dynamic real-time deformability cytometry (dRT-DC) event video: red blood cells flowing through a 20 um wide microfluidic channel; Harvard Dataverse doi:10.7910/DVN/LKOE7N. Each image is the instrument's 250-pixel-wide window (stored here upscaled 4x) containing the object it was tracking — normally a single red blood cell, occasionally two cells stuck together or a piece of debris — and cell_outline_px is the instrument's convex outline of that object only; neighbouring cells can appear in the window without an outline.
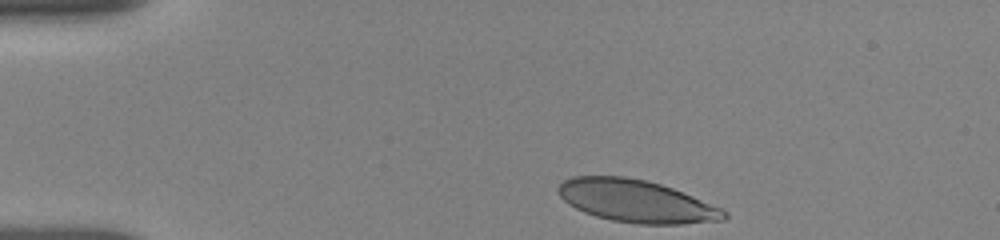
{"species": "human", "species_latin": "Homo sapiens", "temperature_condition": "room temperature", "stored_images_in_passage": 8, "camera_frame_rate_fps": 3000, "um_per_image_px": 0.085, "donor": {"sex": "female"}, "frame": {"image": 1, "passage_image": 1, "time_ms": 0.0, "image_size_px": [1000, 240], "cell_outline_px": [[728, 216], [724, 220], [680, 224], [640, 224], [612, 220], [596, 216], [584, 212], [568, 204], [556, 192], [556, 188], [564, 180], [572, 176], [624, 176], [644, 180], [660, 184], [672, 188], [692, 196], [720, 208], [728, 212]], "centroid_in_image_um": [54.05, 17.09], "position_along_channel_um": 31.0, "area_um2": 40.81}}
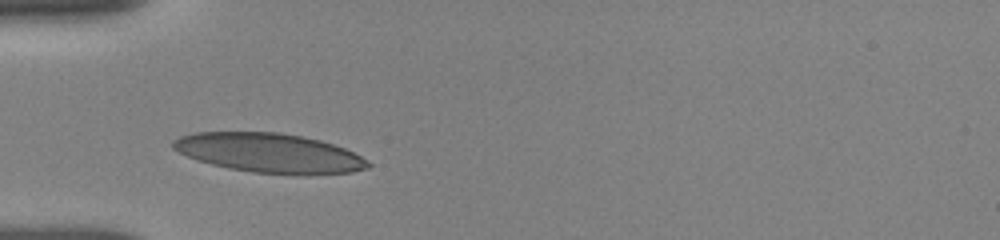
{"frame": {"image": 2, "passage_image": 6, "time_ms": 2.333, "image_size_px": [1000, 240], "cell_outline_px": [[372, 164], [368, 168], [352, 172], [296, 176], [252, 172], [228, 168], [212, 164], [188, 156], [172, 148], [172, 140], [180, 136], [196, 132], [280, 132], [320, 140], [344, 148], [368, 160]], "centroid_in_image_um": [22.92, 13.02], "position_along_channel_um": 62.1, "area_um2": 44.91}}
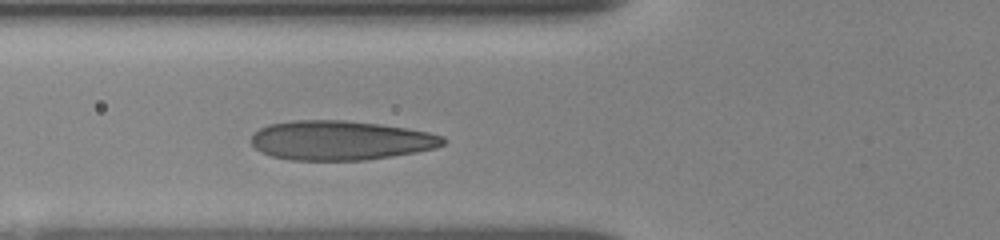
{"frame": {"image": 3, "passage_image": 8, "time_ms": 3.333, "image_size_px": [1000, 240], "cell_outline_px": [[448, 140], [444, 144], [436, 148], [416, 152], [364, 160], [292, 160], [272, 156], [260, 152], [252, 144], [252, 136], [260, 128], [268, 124], [292, 120], [344, 120], [380, 124], [428, 132], [444, 136]], "centroid_in_image_um": [28.95, 11.93], "position_along_channel_um": 96.9, "area_um2": 44.04}}